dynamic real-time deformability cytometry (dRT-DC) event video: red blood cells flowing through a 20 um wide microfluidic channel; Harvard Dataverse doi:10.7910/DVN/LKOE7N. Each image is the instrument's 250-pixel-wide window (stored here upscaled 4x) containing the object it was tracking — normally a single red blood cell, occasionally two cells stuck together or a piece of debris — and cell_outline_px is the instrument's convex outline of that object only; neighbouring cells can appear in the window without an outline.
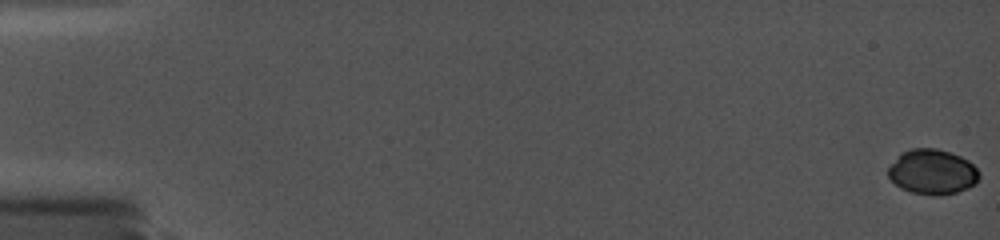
{"species": "common noctule bat (a hibernating species)", "species_latin": "Nyctalus noctula", "temperature_condition": "cold", "stored_images_in_passage": 11, "camera_frame_rate_fps": 5000, "um_per_image_px": 0.085, "animal": {"sex": "female", "body_mass_g": 19.0, "forearm_length_mm": 56.7}, "frame": {"image": 1, "passage_image": 1, "time_ms": 0.0, "image_size_px": [1000, 240], "cell_outline_px": [[980, 176], [976, 184], [968, 188], [956, 192], [936, 196], [932, 196], [912, 192], [900, 188], [888, 176], [888, 168], [900, 152], [912, 148], [936, 148], [960, 156], [968, 160], [980, 172]], "centroid_in_image_um": [79.25, 14.61], "position_along_channel_um": 5.7, "area_um2": 23.99}}